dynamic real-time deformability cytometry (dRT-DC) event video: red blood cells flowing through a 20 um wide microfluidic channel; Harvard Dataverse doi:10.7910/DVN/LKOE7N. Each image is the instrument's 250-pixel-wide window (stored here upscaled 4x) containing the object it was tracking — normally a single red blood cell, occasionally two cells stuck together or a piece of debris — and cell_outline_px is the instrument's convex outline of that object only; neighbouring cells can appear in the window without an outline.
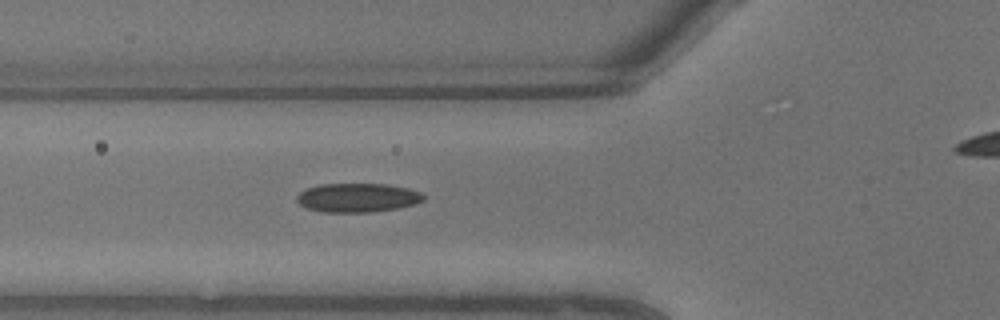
{"species": "common noctule bat (a hibernating species)", "species_latin": "Nyctalus noctula", "temperature_condition": "warm", "stored_images_in_passage": 7, "camera_frame_rate_fps": 3000, "um_per_image_px": 0.085, "animal": {"sex": "male", "body_mass_g": 13.3}, "frame": {"image": 1, "passage_image": 6, "time_ms": 1.667, "image_size_px": [1000, 320], "cell_outline_px": [[424, 200], [416, 204], [396, 208], [372, 212], [324, 212], [308, 208], [300, 204], [296, 200], [296, 196], [300, 192], [308, 188], [320, 184], [388, 184], [408, 188], [420, 192], [424, 196]], "centroid_in_image_um": [30.4, 16.8], "position_along_channel_um": 95.4, "area_um2": 21.33}}